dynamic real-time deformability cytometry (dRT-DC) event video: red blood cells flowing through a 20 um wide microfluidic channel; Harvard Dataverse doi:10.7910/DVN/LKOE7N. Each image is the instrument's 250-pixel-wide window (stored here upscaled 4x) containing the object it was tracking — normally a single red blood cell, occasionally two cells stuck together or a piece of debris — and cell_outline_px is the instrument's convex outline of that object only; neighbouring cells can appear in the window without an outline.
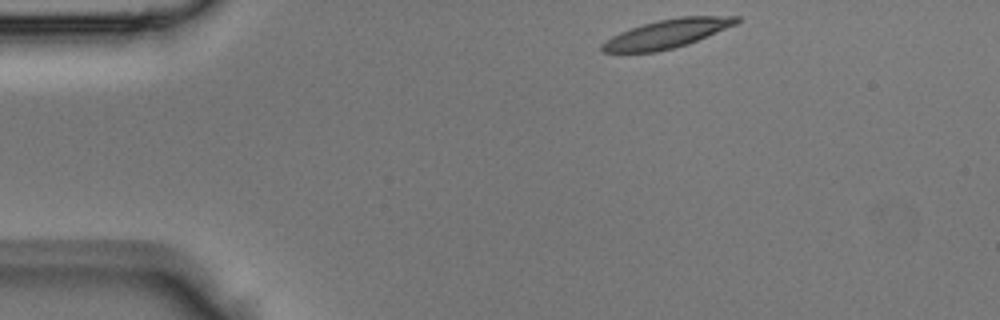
{"species": "Egyptian fruit bat (a non-hibernating species)", "species_latin": "Rousettus aegyptiacus", "temperature_condition": "room temperature", "stored_images_in_passage": 37, "camera_frame_rate_fps": 3000, "um_per_image_px": 0.085, "animal": {"sex": "male"}, "frame": {"image": 1, "passage_image": 1, "time_ms": 0.0, "image_size_px": [1000, 320], "cell_outline_px": [[740, 20], [736, 24], [688, 44], [656, 52], [604, 52], [600, 48], [600, 44], [612, 36], [620, 32], [644, 24], [660, 20], [680, 16], [740, 16]], "centroid_in_image_um": [56.7, 2.86], "position_along_channel_um": 28.3, "area_um2": 22.14}}
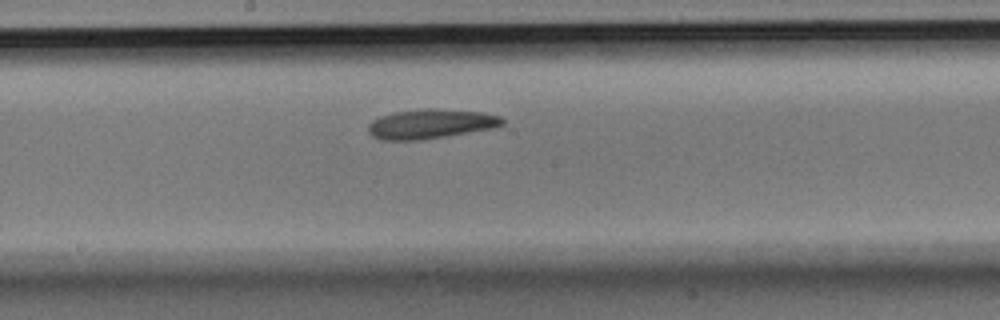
{"frame": {"image": 2, "passage_image": 17, "time_ms": 5.333, "image_size_px": [1000, 320], "cell_outline_px": [[504, 124], [492, 128], [420, 140], [380, 140], [372, 136], [368, 132], [368, 124], [372, 120], [380, 116], [396, 112], [428, 108], [432, 108], [484, 112], [500, 116], [504, 120]], "centroid_in_image_um": [36.58, 10.53], "position_along_channel_um": 211.6, "area_um2": 22.95}}
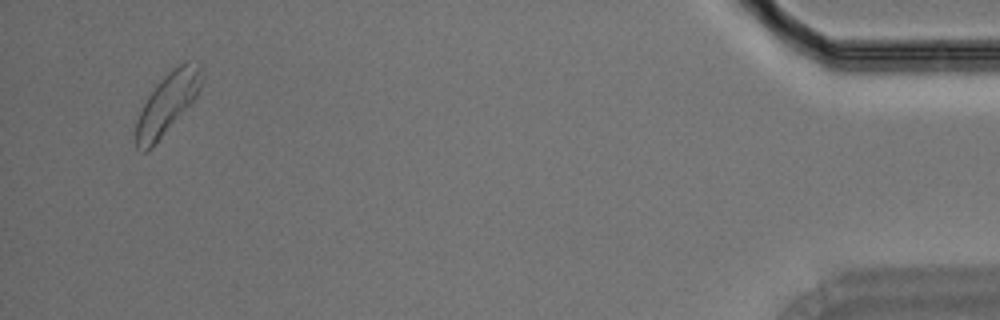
{"frame": {"image": 3, "passage_image": 36, "time_ms": 11.667, "image_size_px": [1000, 320], "cell_outline_px": [[204, 76], [200, 88], [196, 96], [152, 148], [144, 152], [140, 152], [136, 148], [136, 120], [148, 96], [156, 84], [172, 68], [184, 60], [188, 60], [200, 64], [204, 68]], "centroid_in_image_um": [14.24, 8.74], "position_along_channel_um": 421.0, "area_um2": 23.29}}